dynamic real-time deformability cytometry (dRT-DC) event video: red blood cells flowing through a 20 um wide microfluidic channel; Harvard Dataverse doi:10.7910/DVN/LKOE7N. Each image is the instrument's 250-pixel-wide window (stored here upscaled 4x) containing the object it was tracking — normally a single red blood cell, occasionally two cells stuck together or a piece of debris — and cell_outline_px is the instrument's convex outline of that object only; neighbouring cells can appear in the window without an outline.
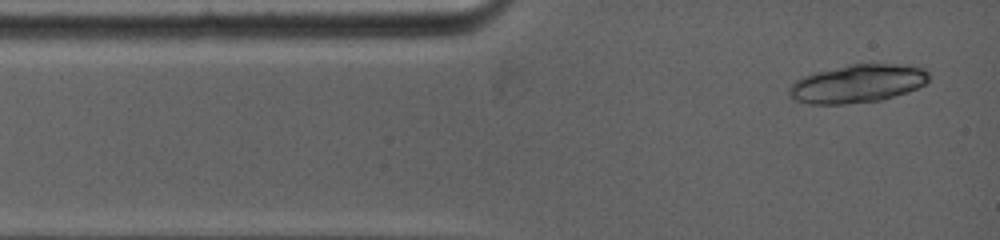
{"species": "common noctule bat (a hibernating species)", "species_latin": "Nyctalus noctula", "temperature_condition": "warm", "stored_images_in_passage": 2, "camera_frame_rate_fps": 5000, "um_per_image_px": 0.085, "animal": {"sex": "female", "body_mass_g": 19.0, "forearm_length_mm": 53.3}, "frame": {"image": 1, "passage_image": 1, "time_ms": 0.0, "image_size_px": [1000, 240], "cell_outline_px": [[928, 80], [924, 84], [916, 88], [880, 100], [844, 104], [808, 104], [792, 100], [788, 96], [788, 88], [796, 80], [804, 76], [816, 72], [848, 64], [904, 64], [924, 68], [928, 72]], "centroid_in_image_um": [72.83, 7.11], "position_along_channel_um": 12.2, "area_um2": 31.04}}